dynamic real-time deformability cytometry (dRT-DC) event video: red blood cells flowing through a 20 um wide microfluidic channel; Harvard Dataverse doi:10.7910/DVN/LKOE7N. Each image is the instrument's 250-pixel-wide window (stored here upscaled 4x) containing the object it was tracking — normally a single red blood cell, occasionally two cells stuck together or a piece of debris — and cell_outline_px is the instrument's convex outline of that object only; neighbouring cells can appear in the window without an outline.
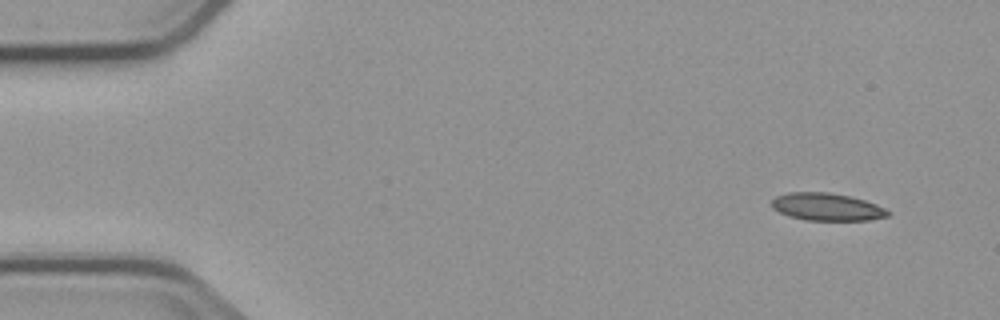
{"species": "common noctule bat (a hibernating species)", "species_latin": "Nyctalus noctula", "temperature_condition": "cold", "stored_images_in_passage": 6, "camera_frame_rate_fps": 3000, "um_per_image_px": 0.085, "animal": {"sex": "male", "body_mass_g": 23.1, "forearm_length_mm": 52.7}, "frame": {"image": 1, "passage_image": 1, "time_ms": 0.0, "image_size_px": [1000, 320], "cell_outline_px": [[888, 216], [868, 220], [804, 220], [788, 216], [772, 208], [772, 200], [776, 196], [788, 192], [828, 192], [848, 196], [864, 200], [876, 204], [884, 208], [888, 212]], "centroid_in_image_um": [70.24, 17.58], "position_along_channel_um": 14.8, "area_um2": 18.5}}
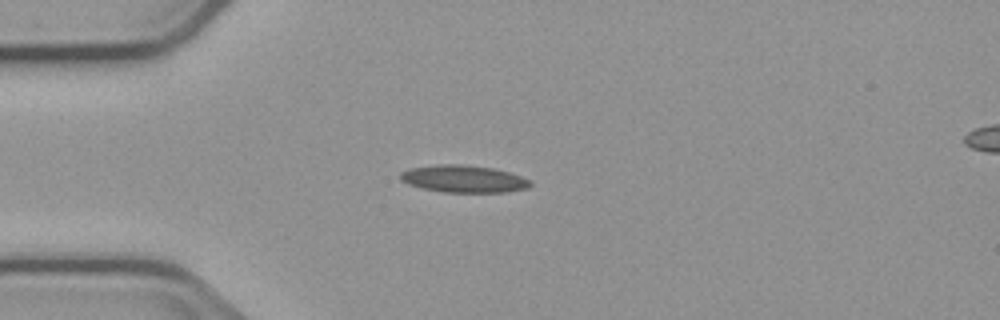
{"frame": {"image": 2, "passage_image": 4, "time_ms": 3.333, "image_size_px": [1000, 320], "cell_outline_px": [[532, 184], [528, 188], [508, 192], [440, 192], [420, 188], [408, 184], [400, 180], [400, 172], [408, 168], [436, 164], [460, 164], [492, 168], [508, 172], [532, 180]], "centroid_in_image_um": [39.38, 15.21], "position_along_channel_um": 45.6, "area_um2": 20.87}}
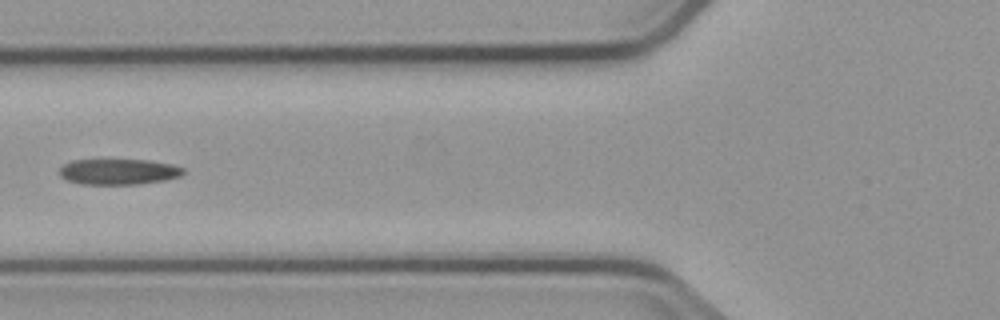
{"frame": {"image": 3, "passage_image": 6, "time_ms": 5.667, "image_size_px": [1000, 320], "cell_outline_px": [[184, 172], [180, 176], [164, 180], [140, 184], [80, 184], [64, 180], [60, 176], [60, 168], [64, 164], [72, 160], [148, 160], [172, 164], [184, 168]], "centroid_in_image_um": [10.05, 14.6], "position_along_channel_um": 115.7, "area_um2": 18.61}}